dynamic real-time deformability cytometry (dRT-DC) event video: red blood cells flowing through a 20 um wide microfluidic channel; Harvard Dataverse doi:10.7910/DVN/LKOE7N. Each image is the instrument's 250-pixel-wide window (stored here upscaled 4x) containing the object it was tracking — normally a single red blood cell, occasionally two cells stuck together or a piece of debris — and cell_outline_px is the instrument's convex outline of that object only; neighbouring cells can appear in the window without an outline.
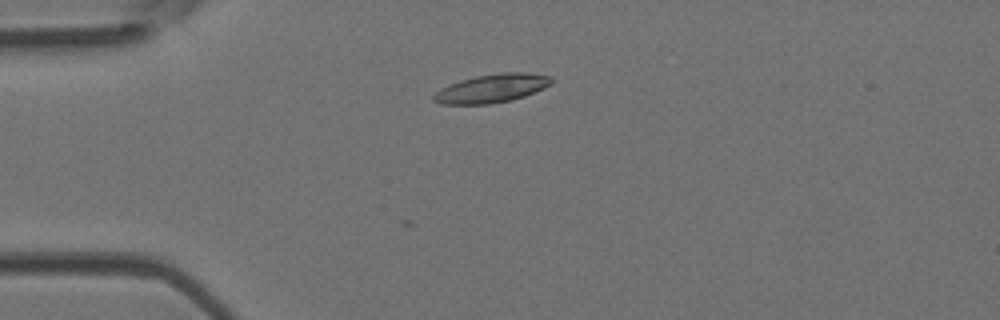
{"species": "Egyptian fruit bat (a non-hibernating species)", "species_latin": "Rousettus aegyptiacus", "temperature_condition": "room temperature", "stored_images_in_passage": 4, "camera_frame_rate_fps": 3000, "um_per_image_px": 0.085, "animal": {"sex": "female"}, "frame": {"image": 1, "passage_image": 4, "time_ms": 1.0, "image_size_px": [1000, 320], "cell_outline_px": [[552, 84], [544, 88], [524, 96], [512, 100], [488, 104], [440, 104], [432, 100], [432, 96], [440, 88], [460, 80], [476, 76], [500, 72], [528, 72], [552, 76]], "centroid_in_image_um": [41.81, 7.5], "position_along_channel_um": 43.2, "area_um2": 19.71}}